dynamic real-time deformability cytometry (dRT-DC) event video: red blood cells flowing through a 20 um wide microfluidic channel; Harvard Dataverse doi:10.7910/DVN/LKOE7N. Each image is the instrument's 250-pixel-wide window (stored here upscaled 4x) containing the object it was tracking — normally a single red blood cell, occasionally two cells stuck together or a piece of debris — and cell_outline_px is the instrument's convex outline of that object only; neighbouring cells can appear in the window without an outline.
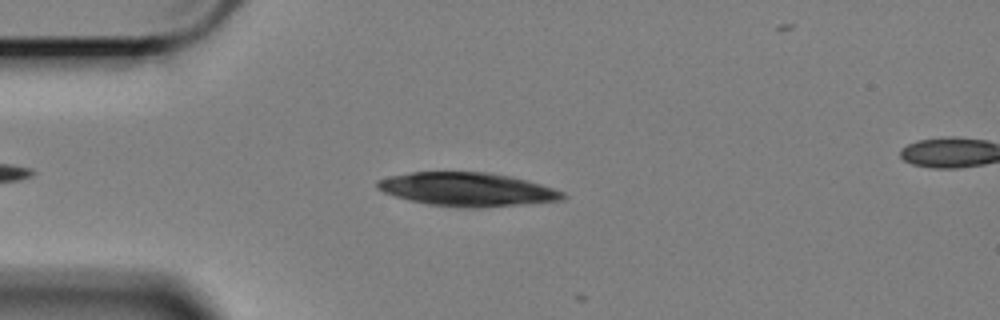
{"species": "Egyptian fruit bat (a non-hibernating species)", "species_latin": "Rousettus aegyptiacus", "temperature_condition": "cold", "stored_images_in_passage": 12, "camera_frame_rate_fps": 3000, "um_per_image_px": 0.085, "animal": {"sex": "female"}, "frame": {"image": 1, "passage_image": 8, "time_ms": 2.333, "image_size_px": [1000, 320], "cell_outline_px": [[568, 196], [564, 200], [480, 208], [464, 208], [428, 204], [396, 196], [384, 192], [376, 188], [376, 180], [392, 176], [412, 172], [484, 172], [512, 176], [540, 184], [564, 192]], "centroid_in_image_um": [39.75, 16.1], "position_along_channel_um": 45.3, "area_um2": 36.18}}